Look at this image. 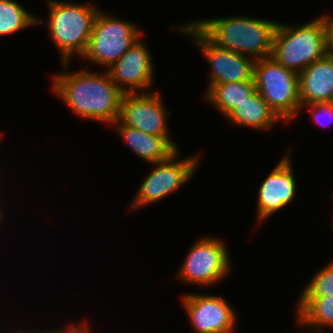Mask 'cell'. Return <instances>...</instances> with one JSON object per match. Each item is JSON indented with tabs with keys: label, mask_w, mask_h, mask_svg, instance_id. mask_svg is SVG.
Wrapping results in <instances>:
<instances>
[{
	"label": "cell",
	"mask_w": 333,
	"mask_h": 333,
	"mask_svg": "<svg viewBox=\"0 0 333 333\" xmlns=\"http://www.w3.org/2000/svg\"><path fill=\"white\" fill-rule=\"evenodd\" d=\"M52 90L81 119L112 124L118 120L123 92L108 72L97 74L86 69L53 76Z\"/></svg>",
	"instance_id": "1"
},
{
	"label": "cell",
	"mask_w": 333,
	"mask_h": 333,
	"mask_svg": "<svg viewBox=\"0 0 333 333\" xmlns=\"http://www.w3.org/2000/svg\"><path fill=\"white\" fill-rule=\"evenodd\" d=\"M192 23L216 46L254 60L271 57L278 25L277 21L247 16L207 18Z\"/></svg>",
	"instance_id": "2"
},
{
	"label": "cell",
	"mask_w": 333,
	"mask_h": 333,
	"mask_svg": "<svg viewBox=\"0 0 333 333\" xmlns=\"http://www.w3.org/2000/svg\"><path fill=\"white\" fill-rule=\"evenodd\" d=\"M46 1L49 4L48 33L59 49L63 68L67 70L73 55L82 58L85 53L99 9L91 3Z\"/></svg>",
	"instance_id": "3"
},
{
	"label": "cell",
	"mask_w": 333,
	"mask_h": 333,
	"mask_svg": "<svg viewBox=\"0 0 333 333\" xmlns=\"http://www.w3.org/2000/svg\"><path fill=\"white\" fill-rule=\"evenodd\" d=\"M326 55V15L298 26L279 22L271 58L286 69L300 74Z\"/></svg>",
	"instance_id": "4"
},
{
	"label": "cell",
	"mask_w": 333,
	"mask_h": 333,
	"mask_svg": "<svg viewBox=\"0 0 333 333\" xmlns=\"http://www.w3.org/2000/svg\"><path fill=\"white\" fill-rule=\"evenodd\" d=\"M253 78L256 91L282 122L296 118L301 110L298 73L269 57L255 60Z\"/></svg>",
	"instance_id": "5"
},
{
	"label": "cell",
	"mask_w": 333,
	"mask_h": 333,
	"mask_svg": "<svg viewBox=\"0 0 333 333\" xmlns=\"http://www.w3.org/2000/svg\"><path fill=\"white\" fill-rule=\"evenodd\" d=\"M122 20L98 11L82 57L107 68L119 60L142 36L136 24Z\"/></svg>",
	"instance_id": "6"
},
{
	"label": "cell",
	"mask_w": 333,
	"mask_h": 333,
	"mask_svg": "<svg viewBox=\"0 0 333 333\" xmlns=\"http://www.w3.org/2000/svg\"><path fill=\"white\" fill-rule=\"evenodd\" d=\"M221 239L210 236L194 242L176 277L188 284L210 286L219 283L230 271L231 258Z\"/></svg>",
	"instance_id": "7"
},
{
	"label": "cell",
	"mask_w": 333,
	"mask_h": 333,
	"mask_svg": "<svg viewBox=\"0 0 333 333\" xmlns=\"http://www.w3.org/2000/svg\"><path fill=\"white\" fill-rule=\"evenodd\" d=\"M178 30L193 38L211 67L207 90L212 85L253 79V58L216 46L192 22L178 26Z\"/></svg>",
	"instance_id": "8"
},
{
	"label": "cell",
	"mask_w": 333,
	"mask_h": 333,
	"mask_svg": "<svg viewBox=\"0 0 333 333\" xmlns=\"http://www.w3.org/2000/svg\"><path fill=\"white\" fill-rule=\"evenodd\" d=\"M179 151L174 152L168 159L151 164L156 168L148 174L140 184L137 195L130 208L137 209L149 203L159 201L169 194L176 192L195 173L199 155L178 160ZM177 159V160H176Z\"/></svg>",
	"instance_id": "9"
},
{
	"label": "cell",
	"mask_w": 333,
	"mask_h": 333,
	"mask_svg": "<svg viewBox=\"0 0 333 333\" xmlns=\"http://www.w3.org/2000/svg\"><path fill=\"white\" fill-rule=\"evenodd\" d=\"M181 300L196 333H234L237 317L224 297L188 293Z\"/></svg>",
	"instance_id": "10"
},
{
	"label": "cell",
	"mask_w": 333,
	"mask_h": 333,
	"mask_svg": "<svg viewBox=\"0 0 333 333\" xmlns=\"http://www.w3.org/2000/svg\"><path fill=\"white\" fill-rule=\"evenodd\" d=\"M165 110L161 95L157 92L125 93L121 98L118 120L148 134L170 138L166 119L171 112Z\"/></svg>",
	"instance_id": "11"
},
{
	"label": "cell",
	"mask_w": 333,
	"mask_h": 333,
	"mask_svg": "<svg viewBox=\"0 0 333 333\" xmlns=\"http://www.w3.org/2000/svg\"><path fill=\"white\" fill-rule=\"evenodd\" d=\"M147 46L139 39L108 70L112 82L125 94L152 86L154 65ZM137 89V90H136Z\"/></svg>",
	"instance_id": "12"
},
{
	"label": "cell",
	"mask_w": 333,
	"mask_h": 333,
	"mask_svg": "<svg viewBox=\"0 0 333 333\" xmlns=\"http://www.w3.org/2000/svg\"><path fill=\"white\" fill-rule=\"evenodd\" d=\"M289 159V154L282 157L260 185L257 198V224L259 222L261 224L264 219L287 206L295 197L297 184Z\"/></svg>",
	"instance_id": "13"
},
{
	"label": "cell",
	"mask_w": 333,
	"mask_h": 333,
	"mask_svg": "<svg viewBox=\"0 0 333 333\" xmlns=\"http://www.w3.org/2000/svg\"><path fill=\"white\" fill-rule=\"evenodd\" d=\"M301 107L312 103H332L333 59L328 55L316 60L299 74Z\"/></svg>",
	"instance_id": "14"
},
{
	"label": "cell",
	"mask_w": 333,
	"mask_h": 333,
	"mask_svg": "<svg viewBox=\"0 0 333 333\" xmlns=\"http://www.w3.org/2000/svg\"><path fill=\"white\" fill-rule=\"evenodd\" d=\"M112 125H115V131L132 151L151 164L162 162L179 150L171 138L148 134L137 128L126 126L119 120H116Z\"/></svg>",
	"instance_id": "15"
},
{
	"label": "cell",
	"mask_w": 333,
	"mask_h": 333,
	"mask_svg": "<svg viewBox=\"0 0 333 333\" xmlns=\"http://www.w3.org/2000/svg\"><path fill=\"white\" fill-rule=\"evenodd\" d=\"M226 118L232 124L262 131L273 128L281 120L257 91L236 106Z\"/></svg>",
	"instance_id": "16"
},
{
	"label": "cell",
	"mask_w": 333,
	"mask_h": 333,
	"mask_svg": "<svg viewBox=\"0 0 333 333\" xmlns=\"http://www.w3.org/2000/svg\"><path fill=\"white\" fill-rule=\"evenodd\" d=\"M298 299L295 310L298 325L306 326L307 330L311 327V333H319V330L323 329L321 327H333V296Z\"/></svg>",
	"instance_id": "17"
},
{
	"label": "cell",
	"mask_w": 333,
	"mask_h": 333,
	"mask_svg": "<svg viewBox=\"0 0 333 333\" xmlns=\"http://www.w3.org/2000/svg\"><path fill=\"white\" fill-rule=\"evenodd\" d=\"M256 91L254 78L250 81L231 82L212 85L203 95L206 101L213 104L227 117L239 104Z\"/></svg>",
	"instance_id": "18"
},
{
	"label": "cell",
	"mask_w": 333,
	"mask_h": 333,
	"mask_svg": "<svg viewBox=\"0 0 333 333\" xmlns=\"http://www.w3.org/2000/svg\"><path fill=\"white\" fill-rule=\"evenodd\" d=\"M43 20L14 0H0V36L14 34Z\"/></svg>",
	"instance_id": "19"
},
{
	"label": "cell",
	"mask_w": 333,
	"mask_h": 333,
	"mask_svg": "<svg viewBox=\"0 0 333 333\" xmlns=\"http://www.w3.org/2000/svg\"><path fill=\"white\" fill-rule=\"evenodd\" d=\"M328 263L305 285L299 297L333 296V260Z\"/></svg>",
	"instance_id": "20"
},
{
	"label": "cell",
	"mask_w": 333,
	"mask_h": 333,
	"mask_svg": "<svg viewBox=\"0 0 333 333\" xmlns=\"http://www.w3.org/2000/svg\"><path fill=\"white\" fill-rule=\"evenodd\" d=\"M310 108V113L312 114L315 122L317 124H321L323 126L331 124L333 121V103H312L308 105L302 106L303 108L306 107ZM322 116V117H320ZM324 116L327 118L326 121H323ZM325 119V118H324Z\"/></svg>",
	"instance_id": "21"
},
{
	"label": "cell",
	"mask_w": 333,
	"mask_h": 333,
	"mask_svg": "<svg viewBox=\"0 0 333 333\" xmlns=\"http://www.w3.org/2000/svg\"><path fill=\"white\" fill-rule=\"evenodd\" d=\"M326 55L333 59V17L326 14Z\"/></svg>",
	"instance_id": "22"
},
{
	"label": "cell",
	"mask_w": 333,
	"mask_h": 333,
	"mask_svg": "<svg viewBox=\"0 0 333 333\" xmlns=\"http://www.w3.org/2000/svg\"><path fill=\"white\" fill-rule=\"evenodd\" d=\"M81 324V325H80ZM66 328V329H65ZM89 326L86 323H79L78 325H70L59 329V333H91Z\"/></svg>",
	"instance_id": "23"
},
{
	"label": "cell",
	"mask_w": 333,
	"mask_h": 333,
	"mask_svg": "<svg viewBox=\"0 0 333 333\" xmlns=\"http://www.w3.org/2000/svg\"><path fill=\"white\" fill-rule=\"evenodd\" d=\"M17 333H59V329H57V330H52V331H50V330H48V331H25V332H23V331H20V332H17Z\"/></svg>",
	"instance_id": "24"
},
{
	"label": "cell",
	"mask_w": 333,
	"mask_h": 333,
	"mask_svg": "<svg viewBox=\"0 0 333 333\" xmlns=\"http://www.w3.org/2000/svg\"><path fill=\"white\" fill-rule=\"evenodd\" d=\"M2 211H3V210H0V222H2L1 220L3 219V218H2V216H3V215H2V214H3ZM0 224H1V223H0Z\"/></svg>",
	"instance_id": "25"
}]
</instances>
